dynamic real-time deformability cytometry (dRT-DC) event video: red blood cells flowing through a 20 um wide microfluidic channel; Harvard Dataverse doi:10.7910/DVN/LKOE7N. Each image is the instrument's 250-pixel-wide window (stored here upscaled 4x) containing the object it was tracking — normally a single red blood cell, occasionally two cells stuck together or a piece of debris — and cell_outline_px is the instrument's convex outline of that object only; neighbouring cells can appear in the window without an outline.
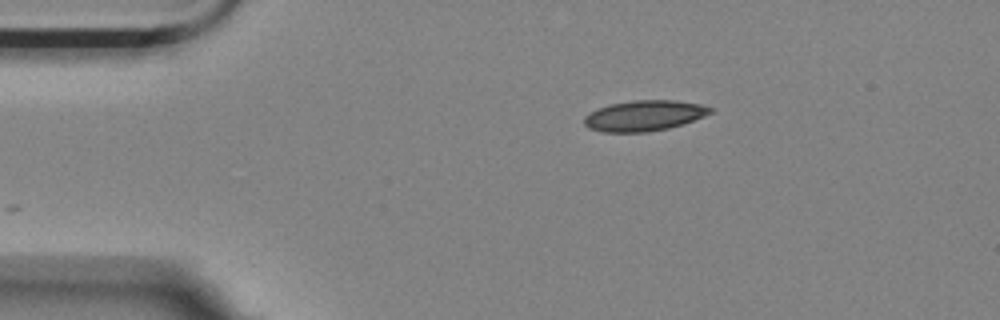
{"species": "Egyptian fruit bat (a non-hibernating species)", "species_latin": "Rousettus aegyptiacus", "temperature_condition": "room temperature", "stored_images_in_passage": 9, "camera_frame_rate_fps": 3000, "um_per_image_px": 0.085, "animal": {"sex": "female"}, "frame": {"image": 1, "passage_image": 1, "time_ms": 0.0, "image_size_px": [1000, 320], "cell_outline_px": [[712, 112], [704, 116], [668, 128], [648, 132], [604, 132], [588, 128], [584, 124], [584, 116], [596, 108], [608, 104], [632, 100], [672, 100], [700, 104], [712, 108]], "centroid_in_image_um": [54.69, 9.82], "position_along_channel_um": 30.3, "area_um2": 22.43}}
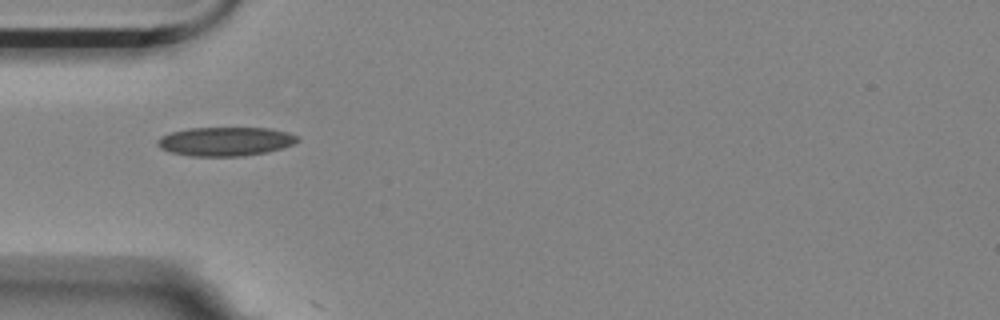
{"frame": {"image": 2, "passage_image": 8, "time_ms": 2.333, "image_size_px": [1000, 320], "cell_outline_px": [[300, 140], [284, 148], [244, 156], [192, 156], [172, 152], [160, 148], [156, 144], [156, 140], [160, 136], [172, 132], [188, 128], [272, 128], [288, 132], [300, 136]], "centroid_in_image_um": [19.18, 12.01], "position_along_channel_um": 65.8, "area_um2": 23.7}}